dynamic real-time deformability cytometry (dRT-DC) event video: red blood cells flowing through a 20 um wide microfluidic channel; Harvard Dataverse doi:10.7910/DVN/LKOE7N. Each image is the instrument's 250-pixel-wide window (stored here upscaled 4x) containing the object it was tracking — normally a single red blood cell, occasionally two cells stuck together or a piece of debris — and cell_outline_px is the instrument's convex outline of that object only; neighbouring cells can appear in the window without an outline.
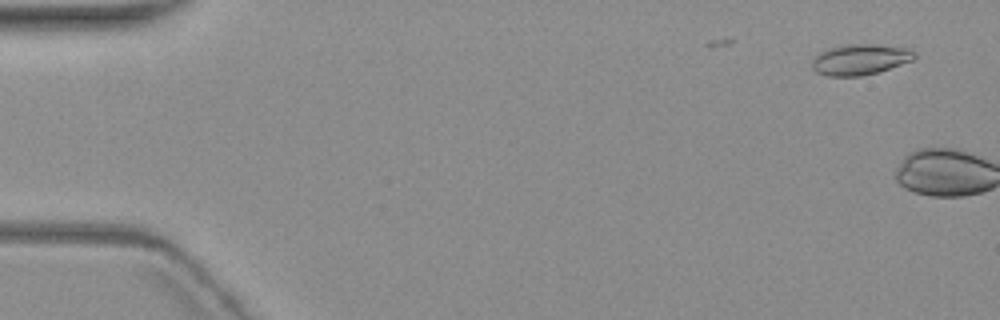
{"species": "common noctule bat (a hibernating species)", "species_latin": "Nyctalus noctula", "temperature_condition": "warm", "stored_images_in_passage": 3, "camera_frame_rate_fps": 3000, "um_per_image_px": 0.085, "animal": {"sex": "female", "body_mass_g": 19.3, "forearm_length_mm": 54.1}, "frame": {"image": 1, "passage_image": 2, "time_ms": 1.0, "image_size_px": [1000, 320], "cell_outline_px": [[916, 56], [912, 60], [876, 72], [860, 76], [828, 76], [816, 72], [812, 68], [812, 60], [820, 52], [828, 48], [844, 44], [872, 44], [908, 48], [916, 52]], "centroid_in_image_um": [73.08, 5.04], "position_along_channel_um": 11.9, "area_um2": 18.21}}